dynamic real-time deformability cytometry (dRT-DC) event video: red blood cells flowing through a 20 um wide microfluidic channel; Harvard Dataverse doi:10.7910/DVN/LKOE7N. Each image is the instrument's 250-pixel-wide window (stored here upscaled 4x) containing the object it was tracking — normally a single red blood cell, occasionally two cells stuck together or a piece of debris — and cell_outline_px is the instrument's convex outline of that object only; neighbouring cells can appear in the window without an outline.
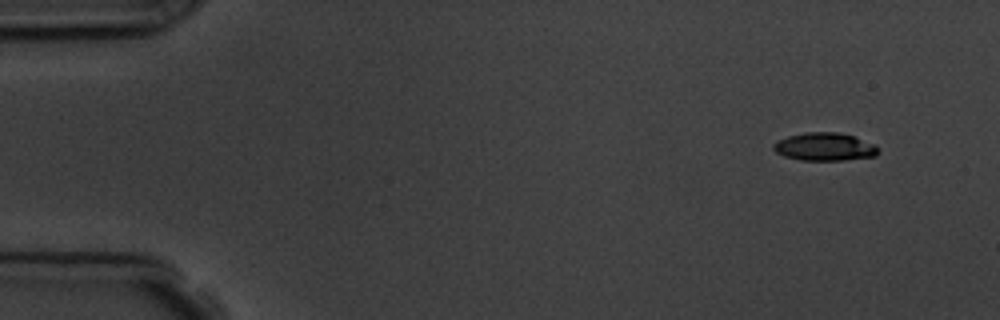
{"species": "common noctule bat (a hibernating species)", "species_latin": "Nyctalus noctula", "temperature_condition": "room temperature", "stored_images_in_passage": 4, "camera_frame_rate_fps": 3000, "um_per_image_px": 0.085, "animal": {"sex": "male", "body_mass_g": 19.5, "forearm_length_mm": 54.6}, "frame": {"image": 1, "passage_image": 1, "time_ms": 0.0, "image_size_px": [1000, 320], "cell_outline_px": [[880, 152], [876, 156], [844, 160], [800, 160], [784, 156], [776, 152], [772, 148], [772, 144], [776, 140], [788, 136], [804, 132], [836, 132], [852, 136], [876, 144]], "centroid_in_image_um": [70.08, 12.48], "position_along_channel_um": 14.9, "area_um2": 17.22}}
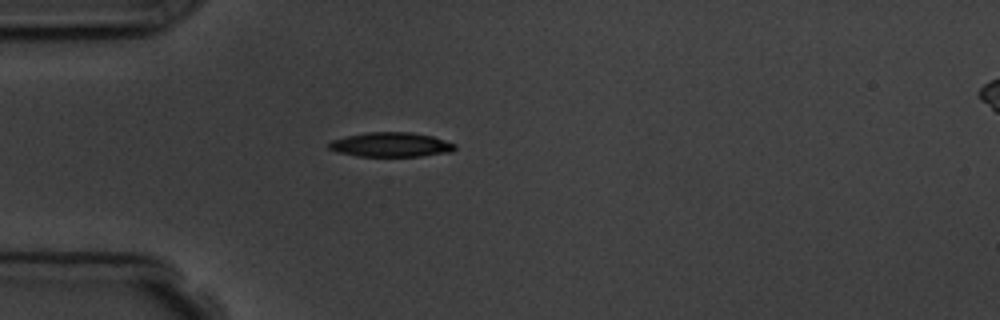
{"frame": {"image": 2, "passage_image": 4, "time_ms": 3.667, "image_size_px": [1000, 320], "cell_outline_px": [[456, 148], [452, 152], [420, 156], [356, 156], [336, 152], [328, 148], [328, 144], [332, 140], [364, 132], [412, 132], [432, 136], [456, 144]], "centroid_in_image_um": [33.23, 12.3], "position_along_channel_um": 51.8, "area_um2": 18.03}}